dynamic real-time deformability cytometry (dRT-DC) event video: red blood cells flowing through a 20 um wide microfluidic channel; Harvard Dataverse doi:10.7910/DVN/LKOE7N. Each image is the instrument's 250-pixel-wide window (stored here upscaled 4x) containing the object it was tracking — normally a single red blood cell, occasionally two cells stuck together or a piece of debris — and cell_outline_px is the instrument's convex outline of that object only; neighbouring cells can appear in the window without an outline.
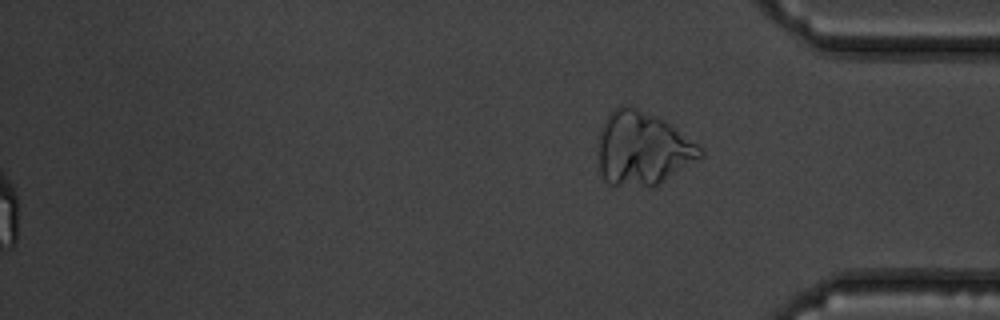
{"species": "common noctule bat (a hibernating species)", "species_latin": "Nyctalus noctula", "temperature_condition": "warm", "stored_images_in_passage": 37, "segment_of_instrument_passage": [2, 2], "camera_frame_rate_fps": 3000, "um_per_image_px": 0.085, "animal": {"sex": "male", "body_mass_g": 19.5, "forearm_length_mm": 54.6}, "frame": {"image": 1, "passage_image": 37, "time_ms": 12.0, "image_size_px": [1000, 320], "cell_outline_px": [[704, 156], [656, 188], [648, 188], [608, 184], [604, 180], [600, 172], [600, 132], [604, 120], [612, 108], [620, 104], [628, 104], [664, 120], [696, 144], [704, 152]], "centroid_in_image_um": [54.62, 12.66], "position_along_channel_um": 380.6, "area_um2": 44.04}}